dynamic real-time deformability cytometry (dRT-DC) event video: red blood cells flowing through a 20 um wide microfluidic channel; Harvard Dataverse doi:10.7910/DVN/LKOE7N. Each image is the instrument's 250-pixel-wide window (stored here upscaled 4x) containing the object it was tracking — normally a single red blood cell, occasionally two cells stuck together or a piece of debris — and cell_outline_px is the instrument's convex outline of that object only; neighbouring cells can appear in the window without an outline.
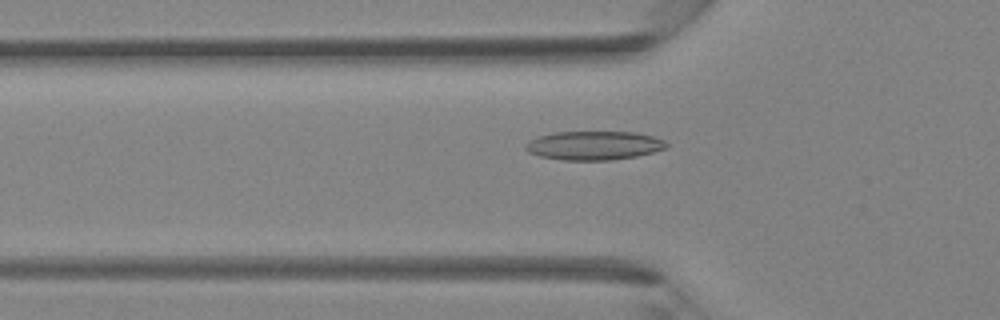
{"species": "Egyptian fruit bat (a non-hibernating species)", "species_latin": "Rousettus aegyptiacus", "temperature_condition": "room temperature", "stored_images_in_passage": 41, "camera_frame_rate_fps": 3000, "um_per_image_px": 0.085, "animal": {"sex": "female"}, "frame": {"image": 1, "passage_image": 14, "time_ms": 4.333, "image_size_px": [1000, 320], "cell_outline_px": [[668, 148], [636, 156], [612, 160], [564, 160], [540, 156], [528, 152], [524, 148], [524, 144], [540, 136], [552, 132], [636, 132], [652, 136], [664, 140], [668, 144]], "centroid_in_image_um": [50.5, 12.36], "position_along_channel_um": 75.3, "area_um2": 23.64}}
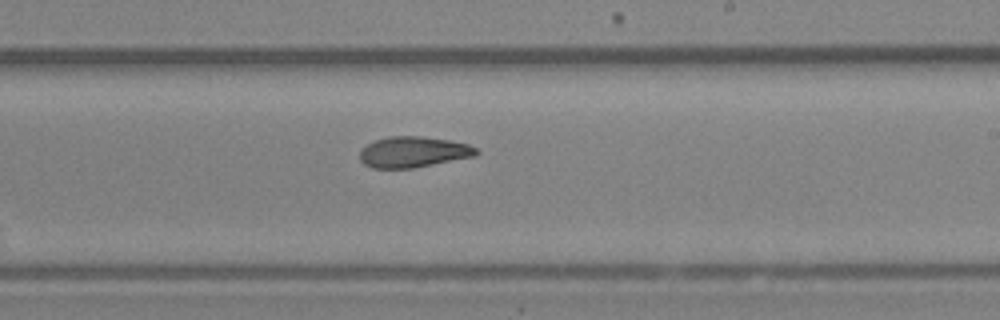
{"frame": {"image": 2, "passage_image": 25, "time_ms": 8.0, "image_size_px": [1000, 320], "cell_outline_px": [[480, 152], [476, 156], [412, 168], [372, 168], [364, 164], [360, 160], [360, 148], [376, 140], [388, 136], [420, 136], [448, 140], [468, 144], [476, 148]], "centroid_in_image_um": [35.12, 12.92], "position_along_channel_um": 253.9, "area_um2": 20.92}}
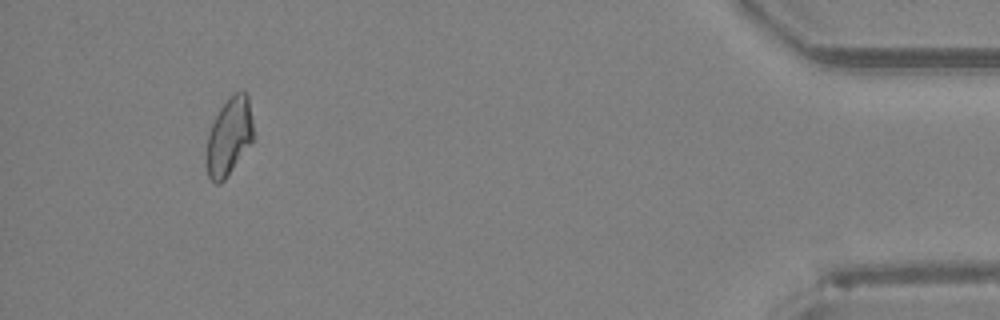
{"frame": {"image": 3, "passage_image": 39, "time_ms": 12.667, "image_size_px": [1000, 320], "cell_outline_px": [[256, 136], [224, 180], [220, 184], [216, 184], [208, 176], [204, 164], [204, 156], [208, 132], [220, 108], [236, 92], [244, 88], [248, 96]], "centroid_in_image_um": [19.46, 11.62], "position_along_channel_um": 415.7, "area_um2": 21.73}}